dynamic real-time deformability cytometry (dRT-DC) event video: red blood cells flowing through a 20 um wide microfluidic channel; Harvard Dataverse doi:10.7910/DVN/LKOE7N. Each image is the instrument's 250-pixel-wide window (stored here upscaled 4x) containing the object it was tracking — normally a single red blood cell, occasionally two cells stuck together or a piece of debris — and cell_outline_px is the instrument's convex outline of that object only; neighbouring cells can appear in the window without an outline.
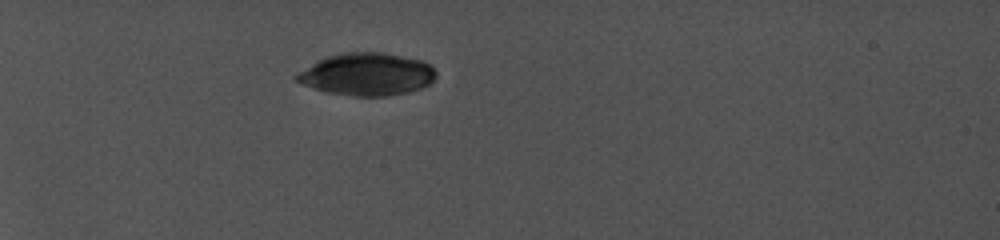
{"species": "common noctule bat (a hibernating species)", "species_latin": "Nyctalus noctula", "temperature_condition": "cold", "stored_images_in_passage": 14, "camera_frame_rate_fps": 5000, "um_per_image_px": 0.085, "animal": {"sex": "female", "body_mass_g": 19.0, "forearm_length_mm": 56.7}, "frame": {"image": 1, "passage_image": 1, "time_ms": 0.0, "image_size_px": [1000, 240], "cell_outline_px": [[436, 76], [428, 84], [420, 88], [408, 92], [384, 96], [356, 96], [328, 92], [304, 84], [296, 80], [292, 76], [312, 64], [328, 56], [344, 52], [384, 52], [420, 60], [432, 64], [436, 72]], "centroid_in_image_um": [31.22, 6.3], "position_along_channel_um": 53.8, "area_um2": 34.16}}